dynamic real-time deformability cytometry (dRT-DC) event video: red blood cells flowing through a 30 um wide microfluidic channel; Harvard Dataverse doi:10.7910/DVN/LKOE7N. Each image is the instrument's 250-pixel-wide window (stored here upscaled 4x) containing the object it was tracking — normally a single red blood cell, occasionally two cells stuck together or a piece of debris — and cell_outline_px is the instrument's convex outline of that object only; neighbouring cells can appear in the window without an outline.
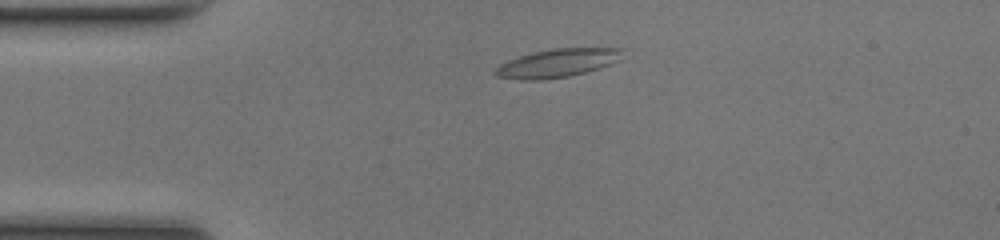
{"species": "common noctule bat (a hibernating species)", "species_latin": "Nyctalus noctula", "temperature_condition": "room temperature", "stored_images_in_passage": 43, "camera_frame_rate_fps": 3000, "um_per_image_px": 0.085, "animal": {"sex": "female", "body_mass_g": 17.0, "forearm_length_mm": 48.0}, "frame": {"image": 1, "passage_image": 4, "time_ms": 1.0, "image_size_px": [1000, 240], "cell_outline_px": [[624, 48], [620, 60], [584, 72], [568, 76], [544, 80], [520, 80], [496, 76], [492, 72], [500, 64], [508, 60], [532, 52], [556, 48]], "centroid_in_image_um": [47.33, 5.36], "position_along_channel_um": 37.7, "area_um2": 20.87}}
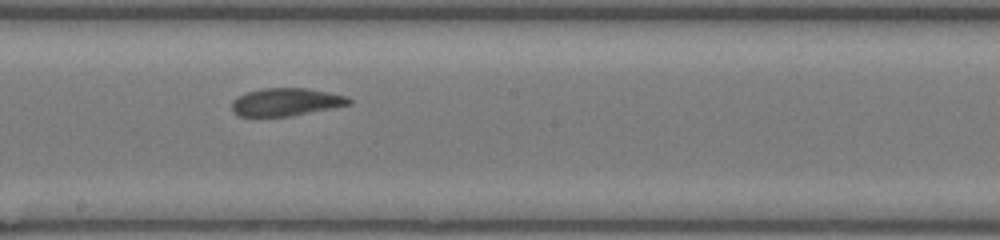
{"frame": {"image": 2, "passage_image": 20, "time_ms": 6.333, "image_size_px": [1000, 240], "cell_outline_px": [[352, 104], [292, 116], [240, 116], [232, 112], [232, 100], [236, 96], [248, 92], [264, 88], [304, 88], [328, 92], [348, 96], [352, 100]], "centroid_in_image_um": [24.32, 8.67], "position_along_channel_um": 223.9, "area_um2": 19.02}}
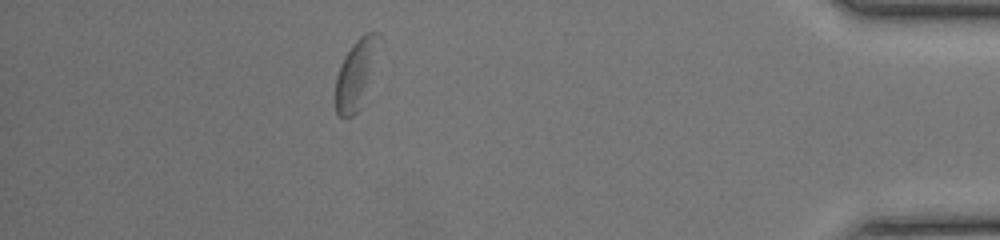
{"frame": {"image": 3, "passage_image": 37, "time_ms": 12.0, "image_size_px": [1000, 240], "cell_outline_px": [[380, 36], [360, 108], [352, 116], [344, 120], [336, 116], [336, 76], [340, 64], [344, 56], [352, 44], [360, 36], [368, 32], [376, 32]], "centroid_in_image_um": [30.17, 6.35], "position_along_channel_um": 405.0, "area_um2": 16.76}, "authors_computed_cell_mechanics": {"area_um2": 19.4208, "velocity_mm_per_s": 4.1059, "shape_relaxation_time_tau1_ms": 10.5338, "shape_relaxation_time_tau2_ms": 3.93, "deformation_change_tau1": 0.2564, "deformation_change_tau2": 0.1152}}